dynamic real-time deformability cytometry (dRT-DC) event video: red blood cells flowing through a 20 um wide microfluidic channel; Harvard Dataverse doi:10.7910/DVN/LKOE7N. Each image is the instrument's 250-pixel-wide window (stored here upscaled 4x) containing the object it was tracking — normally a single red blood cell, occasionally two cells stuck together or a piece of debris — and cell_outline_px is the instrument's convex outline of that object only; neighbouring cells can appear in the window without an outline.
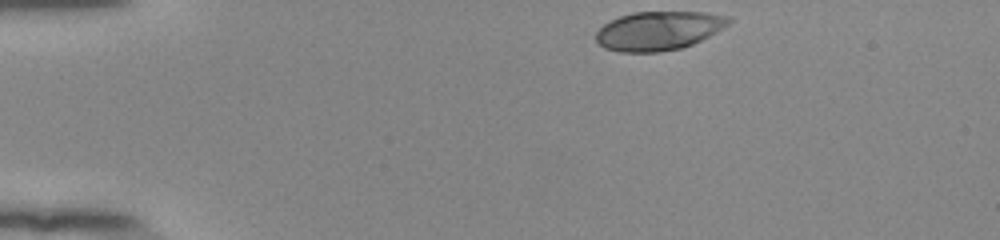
{"species": "human", "species_latin": "Homo sapiens", "temperature_condition": "room temperature", "stored_images_in_passage": 37, "camera_frame_rate_fps": 3000, "um_per_image_px": 0.085, "donor": {"sex": "female"}, "frame": {"image": 1, "passage_image": 1, "time_ms": 0.0, "image_size_px": [1000, 240], "cell_outline_px": [[732, 20], [728, 24], [716, 32], [684, 48], [660, 52], [620, 52], [604, 48], [596, 40], [596, 32], [604, 24], [620, 16], [632, 12], [708, 12], [732, 16]], "centroid_in_image_um": [56.0, 2.61], "position_along_channel_um": 29.0, "area_um2": 30.17}}
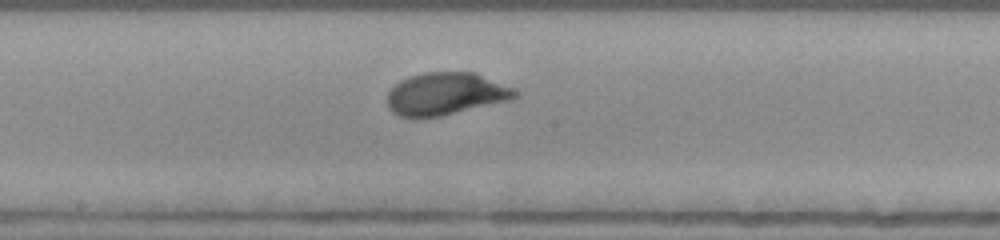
{"frame": {"image": 2, "passage_image": 21, "time_ms": 6.667, "image_size_px": [1000, 240], "cell_outline_px": [[520, 96], [512, 100], [440, 116], [420, 120], [400, 116], [392, 112], [388, 108], [388, 92], [400, 80], [408, 76], [424, 72], [476, 72], [512, 88], [520, 92]], "centroid_in_image_um": [37.88, 8.0], "position_along_channel_um": 210.3, "area_um2": 32.14}}
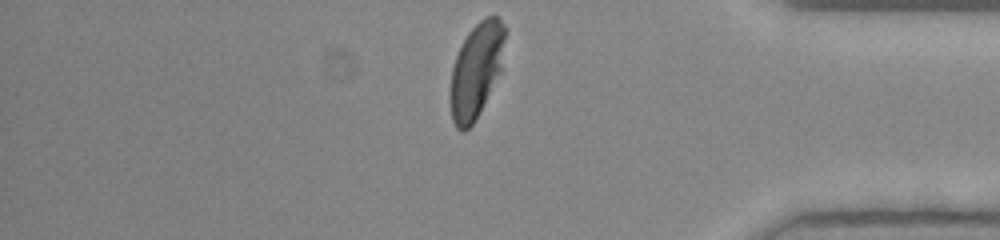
{"frame": {"image": 3, "passage_image": 37, "time_ms": 12.0, "image_size_px": [1000, 240], "cell_outline_px": [[504, 40], [500, 72], [480, 112], [472, 124], [464, 132], [460, 132], [456, 128], [452, 120], [448, 96], [452, 68], [456, 56], [468, 32], [484, 16], [496, 16], [504, 24]], "centroid_in_image_um": [40.43, 6.02], "position_along_channel_um": 394.8, "area_um2": 30.11}, "authors_computed_cell_mechanics": {"area_um2": 30.9808, "velocity_mm_per_s": 3.8543, "shape_relaxation_time_tau1_ms": 2.7318, "shape_relaxation_time_tau2_ms": null, "deformation_change_tau1": 0.1652, "deformation_change_tau2": null}}